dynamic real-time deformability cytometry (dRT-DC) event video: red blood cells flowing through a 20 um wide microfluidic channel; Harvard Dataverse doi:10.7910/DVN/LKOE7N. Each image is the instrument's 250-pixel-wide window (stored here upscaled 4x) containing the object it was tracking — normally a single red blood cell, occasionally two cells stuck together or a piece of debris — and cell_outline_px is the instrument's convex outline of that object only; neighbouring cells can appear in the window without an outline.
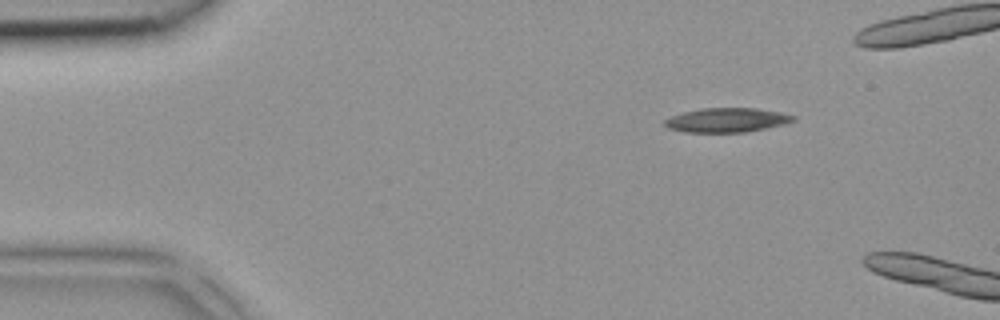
{"species": "common noctule bat (a hibernating species)", "species_latin": "Nyctalus noctula", "temperature_condition": "room temperature", "stored_images_in_passage": 2, "camera_frame_rate_fps": 3000, "um_per_image_px": 0.085, "animal": {"sex": "female", "body_mass_g": 18.4}, "frame": {"image": 1, "passage_image": 1, "time_ms": 0.0, "image_size_px": [1000, 320], "cell_outline_px": [[796, 120], [784, 124], [744, 132], [684, 132], [668, 128], [664, 124], [664, 120], [672, 116], [684, 112], [704, 108], [756, 108], [780, 112], [796, 116]], "centroid_in_image_um": [61.79, 10.2], "position_along_channel_um": 23.2, "area_um2": 18.03}}